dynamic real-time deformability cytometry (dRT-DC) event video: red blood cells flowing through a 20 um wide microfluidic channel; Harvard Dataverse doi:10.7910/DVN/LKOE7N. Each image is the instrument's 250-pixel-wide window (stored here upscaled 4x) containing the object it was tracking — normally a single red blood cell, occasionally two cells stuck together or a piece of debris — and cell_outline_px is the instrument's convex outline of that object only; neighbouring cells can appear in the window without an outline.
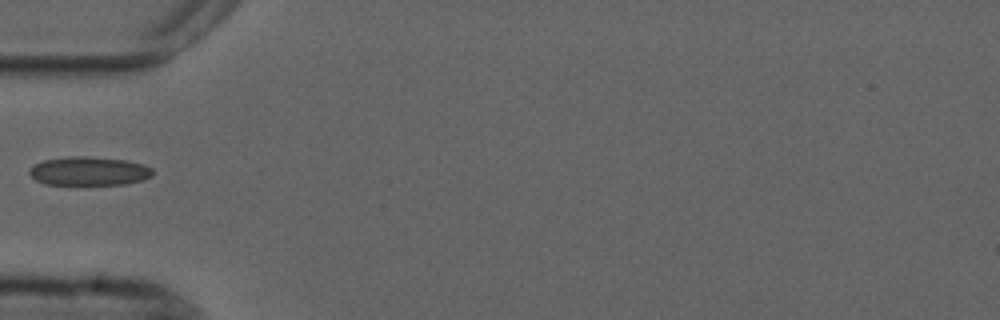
{"species": "common noctule bat (a hibernating species)", "species_latin": "Nyctalus noctula", "temperature_condition": "cold", "stored_images_in_passage": 5, "camera_frame_rate_fps": 3000, "um_per_image_px": 0.085, "animal": {"sex": "male", "forearm_length_mm": 52.5}, "frame": {"image": 1, "passage_image": 4, "time_ms": 3.667, "image_size_px": [1000, 320], "cell_outline_px": [[152, 176], [144, 180], [124, 184], [44, 184], [36, 180], [28, 172], [36, 164], [44, 160], [68, 156], [84, 156], [124, 160], [144, 164], [152, 168]], "centroid_in_image_um": [7.59, 14.54], "position_along_channel_um": 77.4, "area_um2": 20.46}}
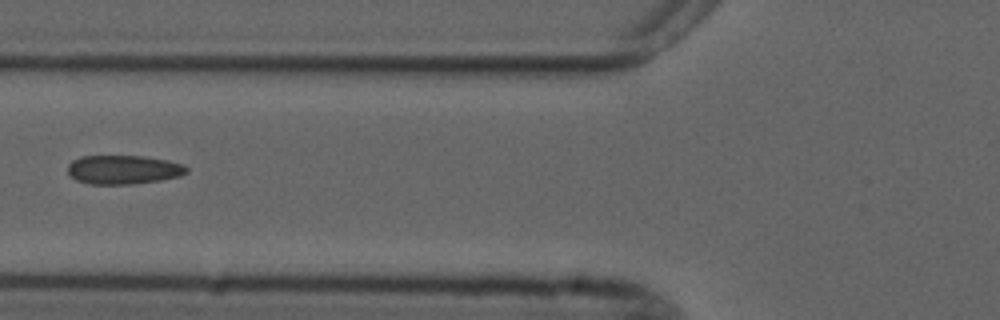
{"frame": {"image": 2, "passage_image": 5, "time_ms": 4.667, "image_size_px": [1000, 320], "cell_outline_px": [[188, 172], [180, 176], [160, 180], [132, 184], [88, 184], [76, 180], [68, 172], [68, 164], [72, 160], [80, 156], [144, 156], [168, 160], [184, 164], [188, 168]], "centroid_in_image_um": [10.5, 14.41], "position_along_channel_um": 115.3, "area_um2": 20.17}}